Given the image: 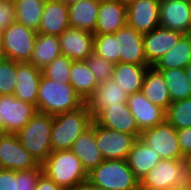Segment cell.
Listing matches in <instances>:
<instances>
[{
  "label": "cell",
  "mask_w": 191,
  "mask_h": 190,
  "mask_svg": "<svg viewBox=\"0 0 191 190\" xmlns=\"http://www.w3.org/2000/svg\"><path fill=\"white\" fill-rule=\"evenodd\" d=\"M84 104L71 84L53 81L42 74L38 87L37 112L55 116L77 110Z\"/></svg>",
  "instance_id": "cell-1"
},
{
  "label": "cell",
  "mask_w": 191,
  "mask_h": 190,
  "mask_svg": "<svg viewBox=\"0 0 191 190\" xmlns=\"http://www.w3.org/2000/svg\"><path fill=\"white\" fill-rule=\"evenodd\" d=\"M41 165L43 173L65 190L75 188L88 178L80 159L70 149L52 151Z\"/></svg>",
  "instance_id": "cell-2"
},
{
  "label": "cell",
  "mask_w": 191,
  "mask_h": 190,
  "mask_svg": "<svg viewBox=\"0 0 191 190\" xmlns=\"http://www.w3.org/2000/svg\"><path fill=\"white\" fill-rule=\"evenodd\" d=\"M93 117L86 104L77 110L53 116L52 151L69 150L79 136L91 126Z\"/></svg>",
  "instance_id": "cell-3"
},
{
  "label": "cell",
  "mask_w": 191,
  "mask_h": 190,
  "mask_svg": "<svg viewBox=\"0 0 191 190\" xmlns=\"http://www.w3.org/2000/svg\"><path fill=\"white\" fill-rule=\"evenodd\" d=\"M87 180L103 190L140 189V181L124 159H104L88 173Z\"/></svg>",
  "instance_id": "cell-4"
},
{
  "label": "cell",
  "mask_w": 191,
  "mask_h": 190,
  "mask_svg": "<svg viewBox=\"0 0 191 190\" xmlns=\"http://www.w3.org/2000/svg\"><path fill=\"white\" fill-rule=\"evenodd\" d=\"M53 116L36 112V114L27 122V124L18 132L22 146L42 164L52 152L51 147V129Z\"/></svg>",
  "instance_id": "cell-5"
},
{
  "label": "cell",
  "mask_w": 191,
  "mask_h": 190,
  "mask_svg": "<svg viewBox=\"0 0 191 190\" xmlns=\"http://www.w3.org/2000/svg\"><path fill=\"white\" fill-rule=\"evenodd\" d=\"M188 181L184 159H161L140 181V189L173 190Z\"/></svg>",
  "instance_id": "cell-6"
},
{
  "label": "cell",
  "mask_w": 191,
  "mask_h": 190,
  "mask_svg": "<svg viewBox=\"0 0 191 190\" xmlns=\"http://www.w3.org/2000/svg\"><path fill=\"white\" fill-rule=\"evenodd\" d=\"M37 32L14 21L3 32L5 59L29 62L35 46Z\"/></svg>",
  "instance_id": "cell-7"
},
{
  "label": "cell",
  "mask_w": 191,
  "mask_h": 190,
  "mask_svg": "<svg viewBox=\"0 0 191 190\" xmlns=\"http://www.w3.org/2000/svg\"><path fill=\"white\" fill-rule=\"evenodd\" d=\"M140 139L152 148L161 159H184L180 150L177 130L166 120L141 132Z\"/></svg>",
  "instance_id": "cell-8"
},
{
  "label": "cell",
  "mask_w": 191,
  "mask_h": 190,
  "mask_svg": "<svg viewBox=\"0 0 191 190\" xmlns=\"http://www.w3.org/2000/svg\"><path fill=\"white\" fill-rule=\"evenodd\" d=\"M96 146L103 159L127 160L137 138L134 135L107 129L95 122Z\"/></svg>",
  "instance_id": "cell-9"
},
{
  "label": "cell",
  "mask_w": 191,
  "mask_h": 190,
  "mask_svg": "<svg viewBox=\"0 0 191 190\" xmlns=\"http://www.w3.org/2000/svg\"><path fill=\"white\" fill-rule=\"evenodd\" d=\"M40 164L22 146L17 134L0 135V168L14 171L30 170Z\"/></svg>",
  "instance_id": "cell-10"
},
{
  "label": "cell",
  "mask_w": 191,
  "mask_h": 190,
  "mask_svg": "<svg viewBox=\"0 0 191 190\" xmlns=\"http://www.w3.org/2000/svg\"><path fill=\"white\" fill-rule=\"evenodd\" d=\"M36 106L14 95H0V117L3 118L5 134L18 133L36 114Z\"/></svg>",
  "instance_id": "cell-11"
},
{
  "label": "cell",
  "mask_w": 191,
  "mask_h": 190,
  "mask_svg": "<svg viewBox=\"0 0 191 190\" xmlns=\"http://www.w3.org/2000/svg\"><path fill=\"white\" fill-rule=\"evenodd\" d=\"M127 24L142 34L160 27V0H130L126 3Z\"/></svg>",
  "instance_id": "cell-12"
},
{
  "label": "cell",
  "mask_w": 191,
  "mask_h": 190,
  "mask_svg": "<svg viewBox=\"0 0 191 190\" xmlns=\"http://www.w3.org/2000/svg\"><path fill=\"white\" fill-rule=\"evenodd\" d=\"M191 1L189 0H160V27L191 33Z\"/></svg>",
  "instance_id": "cell-13"
},
{
  "label": "cell",
  "mask_w": 191,
  "mask_h": 190,
  "mask_svg": "<svg viewBox=\"0 0 191 190\" xmlns=\"http://www.w3.org/2000/svg\"><path fill=\"white\" fill-rule=\"evenodd\" d=\"M93 120L102 127L134 135L137 139L141 136V131L139 130L127 103H119V105L104 108L93 118Z\"/></svg>",
  "instance_id": "cell-14"
},
{
  "label": "cell",
  "mask_w": 191,
  "mask_h": 190,
  "mask_svg": "<svg viewBox=\"0 0 191 190\" xmlns=\"http://www.w3.org/2000/svg\"><path fill=\"white\" fill-rule=\"evenodd\" d=\"M62 55L72 61L85 60L93 53L94 33L68 27L59 37Z\"/></svg>",
  "instance_id": "cell-15"
},
{
  "label": "cell",
  "mask_w": 191,
  "mask_h": 190,
  "mask_svg": "<svg viewBox=\"0 0 191 190\" xmlns=\"http://www.w3.org/2000/svg\"><path fill=\"white\" fill-rule=\"evenodd\" d=\"M114 34L118 40V63L150 65L145 57L142 33L127 24Z\"/></svg>",
  "instance_id": "cell-16"
},
{
  "label": "cell",
  "mask_w": 191,
  "mask_h": 190,
  "mask_svg": "<svg viewBox=\"0 0 191 190\" xmlns=\"http://www.w3.org/2000/svg\"><path fill=\"white\" fill-rule=\"evenodd\" d=\"M185 34L179 31L157 27L143 34V45L147 62L153 66L156 61L173 48Z\"/></svg>",
  "instance_id": "cell-17"
},
{
  "label": "cell",
  "mask_w": 191,
  "mask_h": 190,
  "mask_svg": "<svg viewBox=\"0 0 191 190\" xmlns=\"http://www.w3.org/2000/svg\"><path fill=\"white\" fill-rule=\"evenodd\" d=\"M127 104L141 132L165 121L166 111L151 103L142 92L130 94Z\"/></svg>",
  "instance_id": "cell-18"
},
{
  "label": "cell",
  "mask_w": 191,
  "mask_h": 190,
  "mask_svg": "<svg viewBox=\"0 0 191 190\" xmlns=\"http://www.w3.org/2000/svg\"><path fill=\"white\" fill-rule=\"evenodd\" d=\"M127 25L126 2L100 0L94 34H114Z\"/></svg>",
  "instance_id": "cell-19"
},
{
  "label": "cell",
  "mask_w": 191,
  "mask_h": 190,
  "mask_svg": "<svg viewBox=\"0 0 191 190\" xmlns=\"http://www.w3.org/2000/svg\"><path fill=\"white\" fill-rule=\"evenodd\" d=\"M42 70L29 62H17L14 96L36 106Z\"/></svg>",
  "instance_id": "cell-20"
},
{
  "label": "cell",
  "mask_w": 191,
  "mask_h": 190,
  "mask_svg": "<svg viewBox=\"0 0 191 190\" xmlns=\"http://www.w3.org/2000/svg\"><path fill=\"white\" fill-rule=\"evenodd\" d=\"M129 94L124 92L112 79L99 83L96 90L86 100L85 104L94 118L102 109L109 106L127 103Z\"/></svg>",
  "instance_id": "cell-21"
},
{
  "label": "cell",
  "mask_w": 191,
  "mask_h": 190,
  "mask_svg": "<svg viewBox=\"0 0 191 190\" xmlns=\"http://www.w3.org/2000/svg\"><path fill=\"white\" fill-rule=\"evenodd\" d=\"M68 5L58 0H45L37 33L60 36L69 25Z\"/></svg>",
  "instance_id": "cell-22"
},
{
  "label": "cell",
  "mask_w": 191,
  "mask_h": 190,
  "mask_svg": "<svg viewBox=\"0 0 191 190\" xmlns=\"http://www.w3.org/2000/svg\"><path fill=\"white\" fill-rule=\"evenodd\" d=\"M70 150L80 159L87 173L96 168L104 160L96 146L94 120L91 126L73 143Z\"/></svg>",
  "instance_id": "cell-23"
},
{
  "label": "cell",
  "mask_w": 191,
  "mask_h": 190,
  "mask_svg": "<svg viewBox=\"0 0 191 190\" xmlns=\"http://www.w3.org/2000/svg\"><path fill=\"white\" fill-rule=\"evenodd\" d=\"M150 66L119 62L114 65L112 79L129 95L141 92L145 74Z\"/></svg>",
  "instance_id": "cell-24"
},
{
  "label": "cell",
  "mask_w": 191,
  "mask_h": 190,
  "mask_svg": "<svg viewBox=\"0 0 191 190\" xmlns=\"http://www.w3.org/2000/svg\"><path fill=\"white\" fill-rule=\"evenodd\" d=\"M161 157L152 150L142 139L138 138L127 158L130 169L135 177L141 181L143 177L159 163Z\"/></svg>",
  "instance_id": "cell-25"
},
{
  "label": "cell",
  "mask_w": 191,
  "mask_h": 190,
  "mask_svg": "<svg viewBox=\"0 0 191 190\" xmlns=\"http://www.w3.org/2000/svg\"><path fill=\"white\" fill-rule=\"evenodd\" d=\"M100 0H81L68 6L72 28L95 32Z\"/></svg>",
  "instance_id": "cell-26"
},
{
  "label": "cell",
  "mask_w": 191,
  "mask_h": 190,
  "mask_svg": "<svg viewBox=\"0 0 191 190\" xmlns=\"http://www.w3.org/2000/svg\"><path fill=\"white\" fill-rule=\"evenodd\" d=\"M141 92L151 103L163 108L165 111L172 103L162 73L153 66H150L145 74Z\"/></svg>",
  "instance_id": "cell-27"
},
{
  "label": "cell",
  "mask_w": 191,
  "mask_h": 190,
  "mask_svg": "<svg viewBox=\"0 0 191 190\" xmlns=\"http://www.w3.org/2000/svg\"><path fill=\"white\" fill-rule=\"evenodd\" d=\"M60 55L62 52L58 36L38 33L29 63L42 70Z\"/></svg>",
  "instance_id": "cell-28"
},
{
  "label": "cell",
  "mask_w": 191,
  "mask_h": 190,
  "mask_svg": "<svg viewBox=\"0 0 191 190\" xmlns=\"http://www.w3.org/2000/svg\"><path fill=\"white\" fill-rule=\"evenodd\" d=\"M191 62V33L180 41L153 65L155 69H184Z\"/></svg>",
  "instance_id": "cell-29"
},
{
  "label": "cell",
  "mask_w": 191,
  "mask_h": 190,
  "mask_svg": "<svg viewBox=\"0 0 191 190\" xmlns=\"http://www.w3.org/2000/svg\"><path fill=\"white\" fill-rule=\"evenodd\" d=\"M70 84L84 102H86L99 85L85 60L72 62Z\"/></svg>",
  "instance_id": "cell-30"
},
{
  "label": "cell",
  "mask_w": 191,
  "mask_h": 190,
  "mask_svg": "<svg viewBox=\"0 0 191 190\" xmlns=\"http://www.w3.org/2000/svg\"><path fill=\"white\" fill-rule=\"evenodd\" d=\"M165 79L171 102L191 97V83L185 69H156Z\"/></svg>",
  "instance_id": "cell-31"
},
{
  "label": "cell",
  "mask_w": 191,
  "mask_h": 190,
  "mask_svg": "<svg viewBox=\"0 0 191 190\" xmlns=\"http://www.w3.org/2000/svg\"><path fill=\"white\" fill-rule=\"evenodd\" d=\"M44 5L45 0H15L16 21L37 32Z\"/></svg>",
  "instance_id": "cell-32"
},
{
  "label": "cell",
  "mask_w": 191,
  "mask_h": 190,
  "mask_svg": "<svg viewBox=\"0 0 191 190\" xmlns=\"http://www.w3.org/2000/svg\"><path fill=\"white\" fill-rule=\"evenodd\" d=\"M165 120L176 130L191 127V97L172 102L166 110Z\"/></svg>",
  "instance_id": "cell-33"
},
{
  "label": "cell",
  "mask_w": 191,
  "mask_h": 190,
  "mask_svg": "<svg viewBox=\"0 0 191 190\" xmlns=\"http://www.w3.org/2000/svg\"><path fill=\"white\" fill-rule=\"evenodd\" d=\"M72 60L60 55L42 69V74L53 81L70 84V72Z\"/></svg>",
  "instance_id": "cell-34"
},
{
  "label": "cell",
  "mask_w": 191,
  "mask_h": 190,
  "mask_svg": "<svg viewBox=\"0 0 191 190\" xmlns=\"http://www.w3.org/2000/svg\"><path fill=\"white\" fill-rule=\"evenodd\" d=\"M93 52L100 57L117 64L118 40L115 34H94Z\"/></svg>",
  "instance_id": "cell-35"
},
{
  "label": "cell",
  "mask_w": 191,
  "mask_h": 190,
  "mask_svg": "<svg viewBox=\"0 0 191 190\" xmlns=\"http://www.w3.org/2000/svg\"><path fill=\"white\" fill-rule=\"evenodd\" d=\"M17 62L0 60V95H13L16 85Z\"/></svg>",
  "instance_id": "cell-36"
},
{
  "label": "cell",
  "mask_w": 191,
  "mask_h": 190,
  "mask_svg": "<svg viewBox=\"0 0 191 190\" xmlns=\"http://www.w3.org/2000/svg\"><path fill=\"white\" fill-rule=\"evenodd\" d=\"M85 61L98 83L112 78L114 63L100 57L94 52Z\"/></svg>",
  "instance_id": "cell-37"
},
{
  "label": "cell",
  "mask_w": 191,
  "mask_h": 190,
  "mask_svg": "<svg viewBox=\"0 0 191 190\" xmlns=\"http://www.w3.org/2000/svg\"><path fill=\"white\" fill-rule=\"evenodd\" d=\"M42 173L41 164L30 170L17 171V190H35L37 180Z\"/></svg>",
  "instance_id": "cell-38"
},
{
  "label": "cell",
  "mask_w": 191,
  "mask_h": 190,
  "mask_svg": "<svg viewBox=\"0 0 191 190\" xmlns=\"http://www.w3.org/2000/svg\"><path fill=\"white\" fill-rule=\"evenodd\" d=\"M16 21L15 0L0 1V32Z\"/></svg>",
  "instance_id": "cell-39"
},
{
  "label": "cell",
  "mask_w": 191,
  "mask_h": 190,
  "mask_svg": "<svg viewBox=\"0 0 191 190\" xmlns=\"http://www.w3.org/2000/svg\"><path fill=\"white\" fill-rule=\"evenodd\" d=\"M0 190H17V171L0 168Z\"/></svg>",
  "instance_id": "cell-40"
},
{
  "label": "cell",
  "mask_w": 191,
  "mask_h": 190,
  "mask_svg": "<svg viewBox=\"0 0 191 190\" xmlns=\"http://www.w3.org/2000/svg\"><path fill=\"white\" fill-rule=\"evenodd\" d=\"M178 142L182 155L191 153V127L177 130Z\"/></svg>",
  "instance_id": "cell-41"
},
{
  "label": "cell",
  "mask_w": 191,
  "mask_h": 190,
  "mask_svg": "<svg viewBox=\"0 0 191 190\" xmlns=\"http://www.w3.org/2000/svg\"><path fill=\"white\" fill-rule=\"evenodd\" d=\"M35 190H65L58 186L52 179L48 178L44 173L37 180Z\"/></svg>",
  "instance_id": "cell-42"
},
{
  "label": "cell",
  "mask_w": 191,
  "mask_h": 190,
  "mask_svg": "<svg viewBox=\"0 0 191 190\" xmlns=\"http://www.w3.org/2000/svg\"><path fill=\"white\" fill-rule=\"evenodd\" d=\"M71 190H103L100 187L92 184L90 181L85 180L84 182L77 185L75 188Z\"/></svg>",
  "instance_id": "cell-43"
},
{
  "label": "cell",
  "mask_w": 191,
  "mask_h": 190,
  "mask_svg": "<svg viewBox=\"0 0 191 190\" xmlns=\"http://www.w3.org/2000/svg\"><path fill=\"white\" fill-rule=\"evenodd\" d=\"M185 167H186V173H187V178L189 181H191V153L188 154L185 158Z\"/></svg>",
  "instance_id": "cell-44"
},
{
  "label": "cell",
  "mask_w": 191,
  "mask_h": 190,
  "mask_svg": "<svg viewBox=\"0 0 191 190\" xmlns=\"http://www.w3.org/2000/svg\"><path fill=\"white\" fill-rule=\"evenodd\" d=\"M5 59V52L3 47L2 32H0V60Z\"/></svg>",
  "instance_id": "cell-45"
},
{
  "label": "cell",
  "mask_w": 191,
  "mask_h": 190,
  "mask_svg": "<svg viewBox=\"0 0 191 190\" xmlns=\"http://www.w3.org/2000/svg\"><path fill=\"white\" fill-rule=\"evenodd\" d=\"M173 190H191V181H188L186 184L178 186Z\"/></svg>",
  "instance_id": "cell-46"
},
{
  "label": "cell",
  "mask_w": 191,
  "mask_h": 190,
  "mask_svg": "<svg viewBox=\"0 0 191 190\" xmlns=\"http://www.w3.org/2000/svg\"><path fill=\"white\" fill-rule=\"evenodd\" d=\"M187 74V78L191 83V62L184 68Z\"/></svg>",
  "instance_id": "cell-47"
},
{
  "label": "cell",
  "mask_w": 191,
  "mask_h": 190,
  "mask_svg": "<svg viewBox=\"0 0 191 190\" xmlns=\"http://www.w3.org/2000/svg\"><path fill=\"white\" fill-rule=\"evenodd\" d=\"M5 134V126H4V122H3V118L0 117V135Z\"/></svg>",
  "instance_id": "cell-48"
},
{
  "label": "cell",
  "mask_w": 191,
  "mask_h": 190,
  "mask_svg": "<svg viewBox=\"0 0 191 190\" xmlns=\"http://www.w3.org/2000/svg\"><path fill=\"white\" fill-rule=\"evenodd\" d=\"M58 1H61L63 2L65 5H70V4H73V3H76L78 1H81V0H58Z\"/></svg>",
  "instance_id": "cell-49"
}]
</instances>
